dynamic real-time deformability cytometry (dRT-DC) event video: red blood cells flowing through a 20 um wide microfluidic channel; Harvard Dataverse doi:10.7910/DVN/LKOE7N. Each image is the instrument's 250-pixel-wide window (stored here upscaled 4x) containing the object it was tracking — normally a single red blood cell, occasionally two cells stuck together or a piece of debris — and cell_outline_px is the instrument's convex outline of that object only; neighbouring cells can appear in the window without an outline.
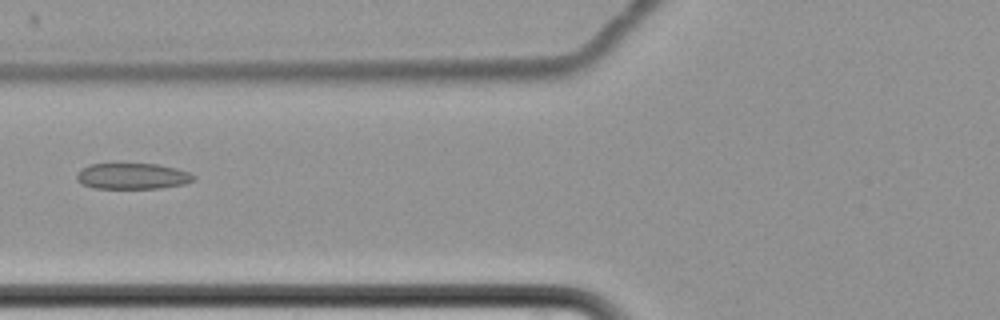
{"species": "common noctule bat (a hibernating species)", "species_latin": "Nyctalus noctula", "temperature_condition": "cold", "stored_images_in_passage": 8, "camera_frame_rate_fps": 3000, "um_per_image_px": 0.085, "animal": {"sex": "female", "body_mass_g": 22.7, "forearm_length_mm": 54.2}, "frame": {"image": 1, "passage_image": 8, "time_ms": 8.667, "image_size_px": [1000, 320], "cell_outline_px": [[196, 180], [184, 184], [164, 188], [92, 188], [80, 184], [76, 180], [76, 176], [80, 168], [92, 164], [156, 164], [176, 168], [188, 172], [196, 176]], "centroid_in_image_um": [11.25, 14.98], "position_along_channel_um": 114.6, "area_um2": 17.86}}